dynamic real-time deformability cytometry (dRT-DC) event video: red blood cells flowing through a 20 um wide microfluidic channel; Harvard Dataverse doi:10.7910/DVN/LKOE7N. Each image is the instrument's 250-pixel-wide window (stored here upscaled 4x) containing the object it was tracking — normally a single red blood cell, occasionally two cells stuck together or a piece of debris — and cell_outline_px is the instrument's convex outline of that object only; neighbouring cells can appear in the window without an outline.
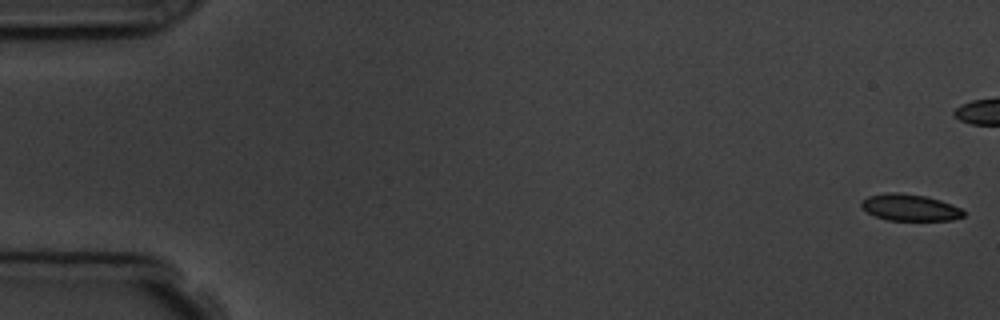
{"species": "common noctule bat (a hibernating species)", "species_latin": "Nyctalus noctula", "temperature_condition": "room temperature", "stored_images_in_passage": 7, "camera_frame_rate_fps": 3000, "um_per_image_px": 0.085, "animal": {"sex": "male", "body_mass_g": 19.5, "forearm_length_mm": 54.6}, "frame": {"image": 1, "passage_image": 1, "time_ms": 0.0, "image_size_px": [1000, 320], "cell_outline_px": [[964, 216], [952, 220], [888, 220], [876, 216], [868, 212], [860, 204], [860, 200], [868, 196], [888, 192], [900, 192], [924, 196], [940, 200], [952, 204], [960, 208], [964, 212]], "centroid_in_image_um": [77.33, 17.63], "position_along_channel_um": 7.7, "area_um2": 15.78}}